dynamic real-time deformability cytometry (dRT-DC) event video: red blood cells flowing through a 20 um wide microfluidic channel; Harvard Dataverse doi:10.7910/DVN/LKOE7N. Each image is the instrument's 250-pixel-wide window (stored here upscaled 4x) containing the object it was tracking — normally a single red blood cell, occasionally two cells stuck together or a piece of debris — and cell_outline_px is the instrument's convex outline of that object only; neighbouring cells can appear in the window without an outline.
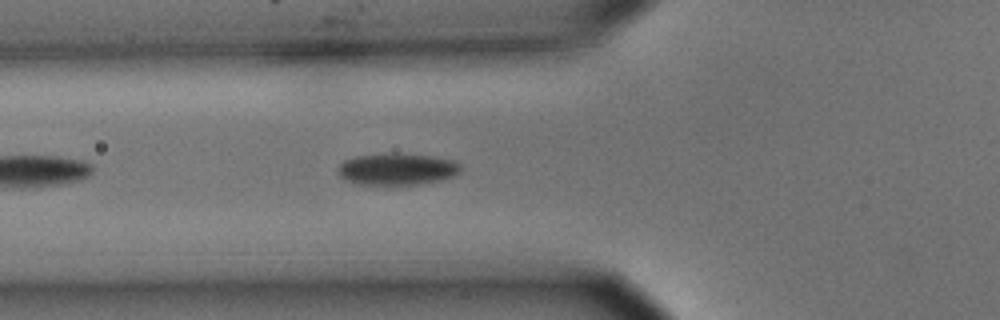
{"species": "common noctule bat (a hibernating species)", "species_latin": "Nyctalus noctula", "temperature_condition": "cold", "stored_images_in_passage": 10, "camera_frame_rate_fps": 3000, "um_per_image_px": 0.085, "animal": {"sex": "male", "body_mass_g": 15.6}, "frame": {"image": 1, "passage_image": 6, "time_ms": 1.667, "image_size_px": [1000, 320], "cell_outline_px": [[460, 172], [456, 176], [440, 180], [420, 184], [396, 188], [356, 184], [344, 180], [336, 172], [336, 168], [344, 160], [356, 156], [384, 152], [396, 152], [432, 156], [456, 160], [460, 164]], "centroid_in_image_um": [33.71, 14.4], "position_along_channel_um": 92.1, "area_um2": 24.22}}